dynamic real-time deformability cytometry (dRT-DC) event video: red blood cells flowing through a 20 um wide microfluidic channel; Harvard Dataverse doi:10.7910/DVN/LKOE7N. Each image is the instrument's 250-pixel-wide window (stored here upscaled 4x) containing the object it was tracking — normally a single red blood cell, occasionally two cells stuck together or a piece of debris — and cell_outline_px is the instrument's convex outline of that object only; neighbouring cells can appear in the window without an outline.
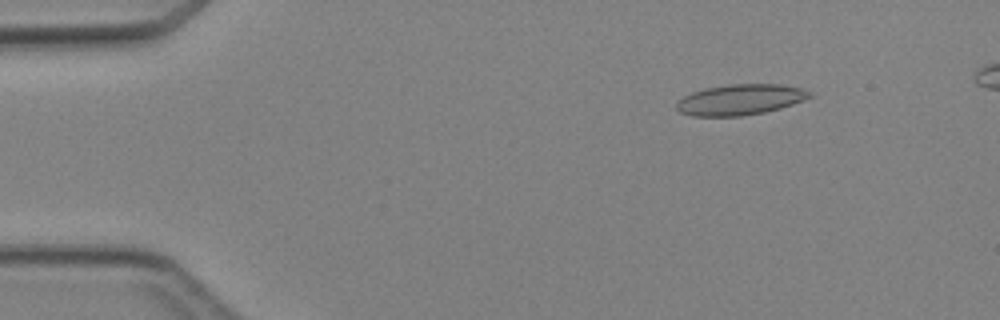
{"species": "Egyptian fruit bat (a non-hibernating species)", "species_latin": "Rousettus aegyptiacus", "temperature_condition": "cold", "stored_images_in_passage": 5, "camera_frame_rate_fps": 3000, "um_per_image_px": 0.085, "animal": {"sex": "female"}, "frame": {"image": 1, "passage_image": 2, "time_ms": 1.0, "image_size_px": [1000, 320], "cell_outline_px": [[812, 96], [804, 100], [780, 108], [764, 112], [740, 116], [692, 116], [680, 112], [676, 108], [676, 104], [684, 96], [692, 92], [704, 88], [728, 84], [780, 84], [800, 88], [812, 92]], "centroid_in_image_um": [62.91, 8.46], "position_along_channel_um": 22.1, "area_um2": 23.76}}